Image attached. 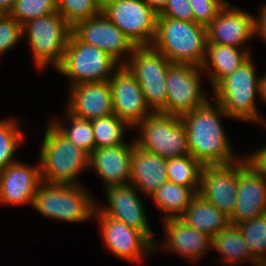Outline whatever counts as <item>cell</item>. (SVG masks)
I'll return each mask as SVG.
<instances>
[{
  "label": "cell",
  "mask_w": 266,
  "mask_h": 266,
  "mask_svg": "<svg viewBox=\"0 0 266 266\" xmlns=\"http://www.w3.org/2000/svg\"><path fill=\"white\" fill-rule=\"evenodd\" d=\"M112 93L113 114L127 125H137L150 113L144 94L136 78L124 66L118 67L113 78L109 79Z\"/></svg>",
  "instance_id": "5bb4252c"
},
{
  "label": "cell",
  "mask_w": 266,
  "mask_h": 266,
  "mask_svg": "<svg viewBox=\"0 0 266 266\" xmlns=\"http://www.w3.org/2000/svg\"><path fill=\"white\" fill-rule=\"evenodd\" d=\"M135 141L132 145L125 143L112 147L94 149L89 158L92 165L107 187L127 184L131 177V159Z\"/></svg>",
  "instance_id": "44dd1931"
},
{
  "label": "cell",
  "mask_w": 266,
  "mask_h": 266,
  "mask_svg": "<svg viewBox=\"0 0 266 266\" xmlns=\"http://www.w3.org/2000/svg\"><path fill=\"white\" fill-rule=\"evenodd\" d=\"M14 123L13 121H0V170L14 163L11 159L23 136Z\"/></svg>",
  "instance_id": "836d02e7"
},
{
  "label": "cell",
  "mask_w": 266,
  "mask_h": 266,
  "mask_svg": "<svg viewBox=\"0 0 266 266\" xmlns=\"http://www.w3.org/2000/svg\"><path fill=\"white\" fill-rule=\"evenodd\" d=\"M57 12V0H16L9 13L20 24Z\"/></svg>",
  "instance_id": "d6a6232c"
},
{
  "label": "cell",
  "mask_w": 266,
  "mask_h": 266,
  "mask_svg": "<svg viewBox=\"0 0 266 266\" xmlns=\"http://www.w3.org/2000/svg\"><path fill=\"white\" fill-rule=\"evenodd\" d=\"M238 192L231 225L266 213V179L247 159L239 160Z\"/></svg>",
  "instance_id": "4fadbf2b"
},
{
  "label": "cell",
  "mask_w": 266,
  "mask_h": 266,
  "mask_svg": "<svg viewBox=\"0 0 266 266\" xmlns=\"http://www.w3.org/2000/svg\"><path fill=\"white\" fill-rule=\"evenodd\" d=\"M41 171L21 163H12L0 170V201L13 204L33 203L36 190L41 185Z\"/></svg>",
  "instance_id": "ffe728a7"
},
{
  "label": "cell",
  "mask_w": 266,
  "mask_h": 266,
  "mask_svg": "<svg viewBox=\"0 0 266 266\" xmlns=\"http://www.w3.org/2000/svg\"><path fill=\"white\" fill-rule=\"evenodd\" d=\"M248 160L266 179V147L260 149L257 153H254V155H251Z\"/></svg>",
  "instance_id": "74e56055"
},
{
  "label": "cell",
  "mask_w": 266,
  "mask_h": 266,
  "mask_svg": "<svg viewBox=\"0 0 266 266\" xmlns=\"http://www.w3.org/2000/svg\"><path fill=\"white\" fill-rule=\"evenodd\" d=\"M179 218L190 227L211 237L230 225L229 217L198 194Z\"/></svg>",
  "instance_id": "cb8c5ba5"
},
{
  "label": "cell",
  "mask_w": 266,
  "mask_h": 266,
  "mask_svg": "<svg viewBox=\"0 0 266 266\" xmlns=\"http://www.w3.org/2000/svg\"><path fill=\"white\" fill-rule=\"evenodd\" d=\"M259 94L261 95L264 100H266V76L262 79H259Z\"/></svg>",
  "instance_id": "b9f144b4"
},
{
  "label": "cell",
  "mask_w": 266,
  "mask_h": 266,
  "mask_svg": "<svg viewBox=\"0 0 266 266\" xmlns=\"http://www.w3.org/2000/svg\"><path fill=\"white\" fill-rule=\"evenodd\" d=\"M130 63H122L138 81L144 99L152 112H161L167 105L166 77L171 62L151 46H136Z\"/></svg>",
  "instance_id": "5b68a950"
},
{
  "label": "cell",
  "mask_w": 266,
  "mask_h": 266,
  "mask_svg": "<svg viewBox=\"0 0 266 266\" xmlns=\"http://www.w3.org/2000/svg\"><path fill=\"white\" fill-rule=\"evenodd\" d=\"M99 216L105 244L117 257L138 261L143 250H153V242L142 232L105 214Z\"/></svg>",
  "instance_id": "2e32d148"
},
{
  "label": "cell",
  "mask_w": 266,
  "mask_h": 266,
  "mask_svg": "<svg viewBox=\"0 0 266 266\" xmlns=\"http://www.w3.org/2000/svg\"><path fill=\"white\" fill-rule=\"evenodd\" d=\"M206 50L211 61L210 63L215 69L213 74H211L213 88L223 78L235 72L251 57L248 51L239 52L237 47L224 44L207 42Z\"/></svg>",
  "instance_id": "d4e9b609"
},
{
  "label": "cell",
  "mask_w": 266,
  "mask_h": 266,
  "mask_svg": "<svg viewBox=\"0 0 266 266\" xmlns=\"http://www.w3.org/2000/svg\"><path fill=\"white\" fill-rule=\"evenodd\" d=\"M137 125L142 127V138L135 141L138 147L165 159L190 154L186 129L180 116L151 112Z\"/></svg>",
  "instance_id": "277c9868"
},
{
  "label": "cell",
  "mask_w": 266,
  "mask_h": 266,
  "mask_svg": "<svg viewBox=\"0 0 266 266\" xmlns=\"http://www.w3.org/2000/svg\"><path fill=\"white\" fill-rule=\"evenodd\" d=\"M225 5L206 27L207 42L236 47L255 34V18ZM228 8V9H227Z\"/></svg>",
  "instance_id": "e0dca14e"
},
{
  "label": "cell",
  "mask_w": 266,
  "mask_h": 266,
  "mask_svg": "<svg viewBox=\"0 0 266 266\" xmlns=\"http://www.w3.org/2000/svg\"><path fill=\"white\" fill-rule=\"evenodd\" d=\"M23 33V25L10 14H0V53L14 46Z\"/></svg>",
  "instance_id": "e575fe53"
},
{
  "label": "cell",
  "mask_w": 266,
  "mask_h": 266,
  "mask_svg": "<svg viewBox=\"0 0 266 266\" xmlns=\"http://www.w3.org/2000/svg\"><path fill=\"white\" fill-rule=\"evenodd\" d=\"M194 22L207 27L228 3L221 0H190Z\"/></svg>",
  "instance_id": "d590c367"
},
{
  "label": "cell",
  "mask_w": 266,
  "mask_h": 266,
  "mask_svg": "<svg viewBox=\"0 0 266 266\" xmlns=\"http://www.w3.org/2000/svg\"><path fill=\"white\" fill-rule=\"evenodd\" d=\"M233 165H204L197 192L229 218L236 204L239 161Z\"/></svg>",
  "instance_id": "7c38bea8"
},
{
  "label": "cell",
  "mask_w": 266,
  "mask_h": 266,
  "mask_svg": "<svg viewBox=\"0 0 266 266\" xmlns=\"http://www.w3.org/2000/svg\"><path fill=\"white\" fill-rule=\"evenodd\" d=\"M203 166L191 154L167 159V180L181 186L196 187Z\"/></svg>",
  "instance_id": "83f0119b"
},
{
  "label": "cell",
  "mask_w": 266,
  "mask_h": 266,
  "mask_svg": "<svg viewBox=\"0 0 266 266\" xmlns=\"http://www.w3.org/2000/svg\"><path fill=\"white\" fill-rule=\"evenodd\" d=\"M68 107L70 114L86 120L113 114L109 81L73 85Z\"/></svg>",
  "instance_id": "ac0fdd59"
},
{
  "label": "cell",
  "mask_w": 266,
  "mask_h": 266,
  "mask_svg": "<svg viewBox=\"0 0 266 266\" xmlns=\"http://www.w3.org/2000/svg\"><path fill=\"white\" fill-rule=\"evenodd\" d=\"M94 132L95 149L123 144L122 134L127 123L115 114L91 120Z\"/></svg>",
  "instance_id": "f1b7e54d"
},
{
  "label": "cell",
  "mask_w": 266,
  "mask_h": 266,
  "mask_svg": "<svg viewBox=\"0 0 266 266\" xmlns=\"http://www.w3.org/2000/svg\"><path fill=\"white\" fill-rule=\"evenodd\" d=\"M131 182L152 195L167 181V159L134 146L131 159Z\"/></svg>",
  "instance_id": "7402d4cb"
},
{
  "label": "cell",
  "mask_w": 266,
  "mask_h": 266,
  "mask_svg": "<svg viewBox=\"0 0 266 266\" xmlns=\"http://www.w3.org/2000/svg\"><path fill=\"white\" fill-rule=\"evenodd\" d=\"M200 68L191 64L169 65L166 77L167 105L162 113L181 117L208 102L200 90Z\"/></svg>",
  "instance_id": "8fae6325"
},
{
  "label": "cell",
  "mask_w": 266,
  "mask_h": 266,
  "mask_svg": "<svg viewBox=\"0 0 266 266\" xmlns=\"http://www.w3.org/2000/svg\"><path fill=\"white\" fill-rule=\"evenodd\" d=\"M111 1H115V0H100L101 6L103 7L106 3H109Z\"/></svg>",
  "instance_id": "ee69618b"
},
{
  "label": "cell",
  "mask_w": 266,
  "mask_h": 266,
  "mask_svg": "<svg viewBox=\"0 0 266 266\" xmlns=\"http://www.w3.org/2000/svg\"><path fill=\"white\" fill-rule=\"evenodd\" d=\"M102 13L135 46H151L155 39L157 16L143 0H115L102 7Z\"/></svg>",
  "instance_id": "30bf717a"
},
{
  "label": "cell",
  "mask_w": 266,
  "mask_h": 266,
  "mask_svg": "<svg viewBox=\"0 0 266 266\" xmlns=\"http://www.w3.org/2000/svg\"><path fill=\"white\" fill-rule=\"evenodd\" d=\"M117 62L105 51L80 41L71 32L62 63L57 69L73 79L72 85L104 82L109 81L110 71Z\"/></svg>",
  "instance_id": "ba28073f"
},
{
  "label": "cell",
  "mask_w": 266,
  "mask_h": 266,
  "mask_svg": "<svg viewBox=\"0 0 266 266\" xmlns=\"http://www.w3.org/2000/svg\"><path fill=\"white\" fill-rule=\"evenodd\" d=\"M158 16L184 21H194L190 0H167L165 8Z\"/></svg>",
  "instance_id": "8d00e7d4"
},
{
  "label": "cell",
  "mask_w": 266,
  "mask_h": 266,
  "mask_svg": "<svg viewBox=\"0 0 266 266\" xmlns=\"http://www.w3.org/2000/svg\"><path fill=\"white\" fill-rule=\"evenodd\" d=\"M16 0H0V14H9Z\"/></svg>",
  "instance_id": "60d3db41"
},
{
  "label": "cell",
  "mask_w": 266,
  "mask_h": 266,
  "mask_svg": "<svg viewBox=\"0 0 266 266\" xmlns=\"http://www.w3.org/2000/svg\"><path fill=\"white\" fill-rule=\"evenodd\" d=\"M216 248L226 258L227 262L237 263L244 259H249L253 263L257 260L246 244L243 236L236 225H229L226 229L212 237V246ZM247 257V258H246ZM233 261V262H232Z\"/></svg>",
  "instance_id": "4316f807"
},
{
  "label": "cell",
  "mask_w": 266,
  "mask_h": 266,
  "mask_svg": "<svg viewBox=\"0 0 266 266\" xmlns=\"http://www.w3.org/2000/svg\"><path fill=\"white\" fill-rule=\"evenodd\" d=\"M106 189L110 207L100 213L126 223L129 227L142 232L152 242V233L135 190L128 184L112 185Z\"/></svg>",
  "instance_id": "d6986e66"
},
{
  "label": "cell",
  "mask_w": 266,
  "mask_h": 266,
  "mask_svg": "<svg viewBox=\"0 0 266 266\" xmlns=\"http://www.w3.org/2000/svg\"><path fill=\"white\" fill-rule=\"evenodd\" d=\"M152 46L171 63L208 67L207 29L194 21L157 16Z\"/></svg>",
  "instance_id": "7a4b0ae2"
},
{
  "label": "cell",
  "mask_w": 266,
  "mask_h": 266,
  "mask_svg": "<svg viewBox=\"0 0 266 266\" xmlns=\"http://www.w3.org/2000/svg\"><path fill=\"white\" fill-rule=\"evenodd\" d=\"M260 20H255V32L266 39V6L261 10Z\"/></svg>",
  "instance_id": "f35d334b"
},
{
  "label": "cell",
  "mask_w": 266,
  "mask_h": 266,
  "mask_svg": "<svg viewBox=\"0 0 266 266\" xmlns=\"http://www.w3.org/2000/svg\"><path fill=\"white\" fill-rule=\"evenodd\" d=\"M254 264H257V266H266V257L263 259L256 260Z\"/></svg>",
  "instance_id": "7bdbcfd3"
},
{
  "label": "cell",
  "mask_w": 266,
  "mask_h": 266,
  "mask_svg": "<svg viewBox=\"0 0 266 266\" xmlns=\"http://www.w3.org/2000/svg\"><path fill=\"white\" fill-rule=\"evenodd\" d=\"M40 154L44 183L75 184L74 177L89 165L90 155L70 142L54 124L46 130Z\"/></svg>",
  "instance_id": "3957f363"
},
{
  "label": "cell",
  "mask_w": 266,
  "mask_h": 266,
  "mask_svg": "<svg viewBox=\"0 0 266 266\" xmlns=\"http://www.w3.org/2000/svg\"><path fill=\"white\" fill-rule=\"evenodd\" d=\"M28 31L38 67L52 61L55 67L62 63L64 51L72 28L58 13L37 17L23 24V32Z\"/></svg>",
  "instance_id": "9c48e42d"
},
{
  "label": "cell",
  "mask_w": 266,
  "mask_h": 266,
  "mask_svg": "<svg viewBox=\"0 0 266 266\" xmlns=\"http://www.w3.org/2000/svg\"><path fill=\"white\" fill-rule=\"evenodd\" d=\"M72 33L82 42L105 51L116 61L123 51L133 52L135 45L103 13L78 22Z\"/></svg>",
  "instance_id": "9a60e30c"
},
{
  "label": "cell",
  "mask_w": 266,
  "mask_h": 266,
  "mask_svg": "<svg viewBox=\"0 0 266 266\" xmlns=\"http://www.w3.org/2000/svg\"><path fill=\"white\" fill-rule=\"evenodd\" d=\"M72 119L71 128L67 129L60 124L54 125L58 130L68 138L70 142L75 144L77 147L86 151L89 155L95 149L94 132L92 129L91 120L78 118L70 113Z\"/></svg>",
  "instance_id": "1f68e13d"
},
{
  "label": "cell",
  "mask_w": 266,
  "mask_h": 266,
  "mask_svg": "<svg viewBox=\"0 0 266 266\" xmlns=\"http://www.w3.org/2000/svg\"><path fill=\"white\" fill-rule=\"evenodd\" d=\"M217 104V109H214L207 102L181 116L187 133L190 154L203 165L236 163L218 118L219 114L226 116L227 114L221 105Z\"/></svg>",
  "instance_id": "6da1fadb"
},
{
  "label": "cell",
  "mask_w": 266,
  "mask_h": 266,
  "mask_svg": "<svg viewBox=\"0 0 266 266\" xmlns=\"http://www.w3.org/2000/svg\"><path fill=\"white\" fill-rule=\"evenodd\" d=\"M166 220L167 246L180 254L187 255L193 260L212 245V237L190 227L179 217Z\"/></svg>",
  "instance_id": "603a6c76"
},
{
  "label": "cell",
  "mask_w": 266,
  "mask_h": 266,
  "mask_svg": "<svg viewBox=\"0 0 266 266\" xmlns=\"http://www.w3.org/2000/svg\"><path fill=\"white\" fill-rule=\"evenodd\" d=\"M195 188L181 186L167 180L152 194V197L159 208L165 212L169 214L170 212H176V214L179 212L178 215L170 214L166 218L180 217L197 194L199 186Z\"/></svg>",
  "instance_id": "484cf974"
},
{
  "label": "cell",
  "mask_w": 266,
  "mask_h": 266,
  "mask_svg": "<svg viewBox=\"0 0 266 266\" xmlns=\"http://www.w3.org/2000/svg\"><path fill=\"white\" fill-rule=\"evenodd\" d=\"M156 14H159L167 3V0H143Z\"/></svg>",
  "instance_id": "ab89813d"
},
{
  "label": "cell",
  "mask_w": 266,
  "mask_h": 266,
  "mask_svg": "<svg viewBox=\"0 0 266 266\" xmlns=\"http://www.w3.org/2000/svg\"><path fill=\"white\" fill-rule=\"evenodd\" d=\"M246 244L249 246L251 254L258 260L265 258L266 251V213L245 220L236 225Z\"/></svg>",
  "instance_id": "4dcf8cb0"
},
{
  "label": "cell",
  "mask_w": 266,
  "mask_h": 266,
  "mask_svg": "<svg viewBox=\"0 0 266 266\" xmlns=\"http://www.w3.org/2000/svg\"><path fill=\"white\" fill-rule=\"evenodd\" d=\"M57 12L72 28L102 13V6L100 0H57Z\"/></svg>",
  "instance_id": "f546056e"
},
{
  "label": "cell",
  "mask_w": 266,
  "mask_h": 266,
  "mask_svg": "<svg viewBox=\"0 0 266 266\" xmlns=\"http://www.w3.org/2000/svg\"><path fill=\"white\" fill-rule=\"evenodd\" d=\"M92 200L78 184L41 183L36 190L33 206L41 214L70 222L87 219L96 209Z\"/></svg>",
  "instance_id": "8992f818"
},
{
  "label": "cell",
  "mask_w": 266,
  "mask_h": 266,
  "mask_svg": "<svg viewBox=\"0 0 266 266\" xmlns=\"http://www.w3.org/2000/svg\"><path fill=\"white\" fill-rule=\"evenodd\" d=\"M258 84L259 79L255 77L254 66L249 58L214 87L216 99L227 116L260 121L254 105Z\"/></svg>",
  "instance_id": "52a82bcc"
}]
</instances>
